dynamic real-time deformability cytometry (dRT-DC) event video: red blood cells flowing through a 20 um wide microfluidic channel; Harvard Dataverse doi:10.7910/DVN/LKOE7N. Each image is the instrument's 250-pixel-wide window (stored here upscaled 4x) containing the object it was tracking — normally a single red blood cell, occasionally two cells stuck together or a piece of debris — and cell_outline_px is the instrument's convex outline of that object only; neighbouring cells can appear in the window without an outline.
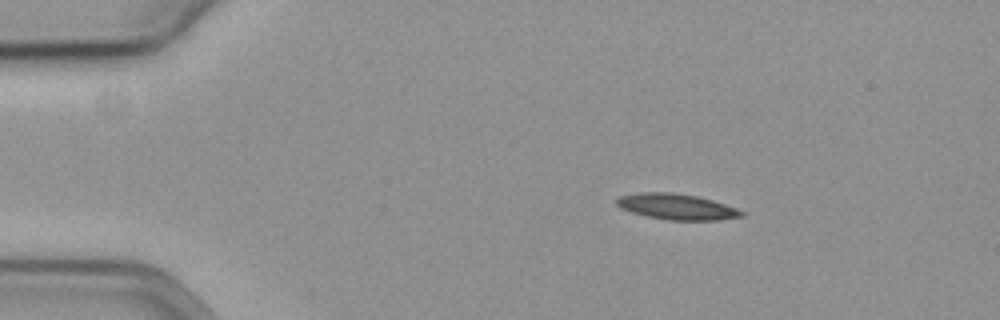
{"species": "common noctule bat (a hibernating species)", "species_latin": "Nyctalus noctula", "temperature_condition": "cold", "stored_images_in_passage": 49, "camera_frame_rate_fps": 3000, "um_per_image_px": 0.085, "animal": {"sex": "female", "body_mass_g": 19.3, "forearm_length_mm": 54.1}, "frame": {"image": 1, "passage_image": 1, "time_ms": 0.0, "image_size_px": [1000, 320], "cell_outline_px": [[744, 216], [720, 220], [668, 220], [648, 216], [632, 212], [620, 208], [616, 204], [616, 200], [620, 196], [640, 192], [672, 192], [696, 196], [712, 200], [736, 208], [744, 212]], "centroid_in_image_um": [57.52, 17.57], "position_along_channel_um": 27.5, "area_um2": 18.67}}
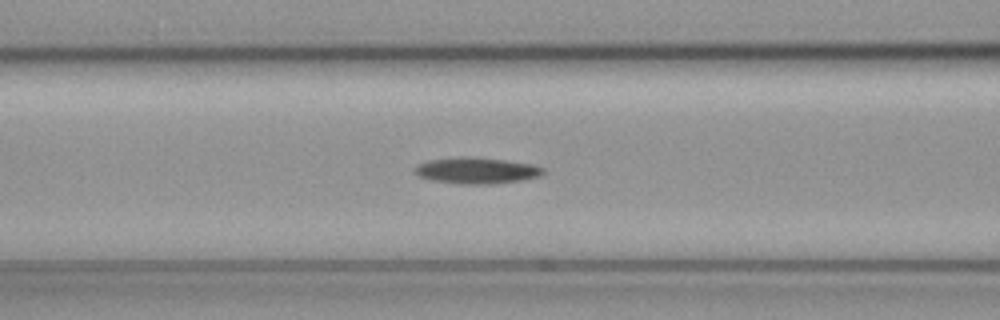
{"frame": {"image": 2, "passage_image": 15, "time_ms": 4.667, "image_size_px": [1000, 320], "cell_outline_px": [[544, 172], [540, 176], [520, 180], [492, 184], [460, 184], [432, 180], [420, 176], [412, 168], [416, 164], [428, 160], [464, 156], [504, 160], [532, 164], [544, 168]], "centroid_in_image_um": [40.48, 14.49], "position_along_channel_um": 126.1, "area_um2": 19.54}}
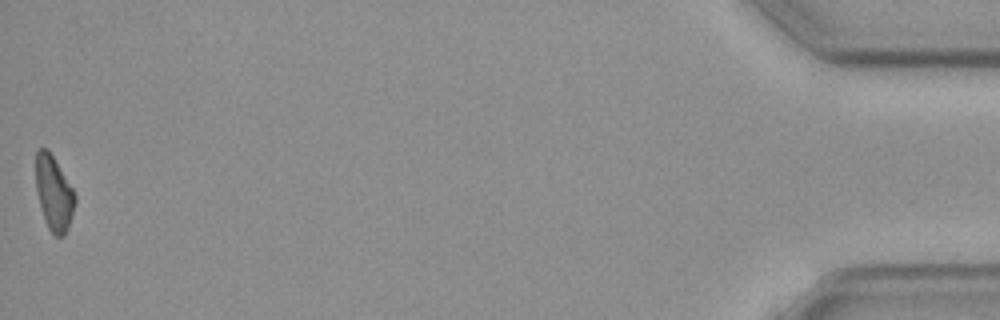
{"frame": {"image": 3, "passage_image": 49, "time_ms": 16.0, "image_size_px": [1000, 320], "cell_outline_px": [[76, 200], [72, 216], [64, 236], [56, 236], [48, 228], [44, 220], [36, 188], [36, 152], [40, 148], [48, 148], [72, 188], [76, 196]], "centroid_in_image_um": [4.58, 16.42], "position_along_channel_um": 430.6, "area_um2": 16.82}}